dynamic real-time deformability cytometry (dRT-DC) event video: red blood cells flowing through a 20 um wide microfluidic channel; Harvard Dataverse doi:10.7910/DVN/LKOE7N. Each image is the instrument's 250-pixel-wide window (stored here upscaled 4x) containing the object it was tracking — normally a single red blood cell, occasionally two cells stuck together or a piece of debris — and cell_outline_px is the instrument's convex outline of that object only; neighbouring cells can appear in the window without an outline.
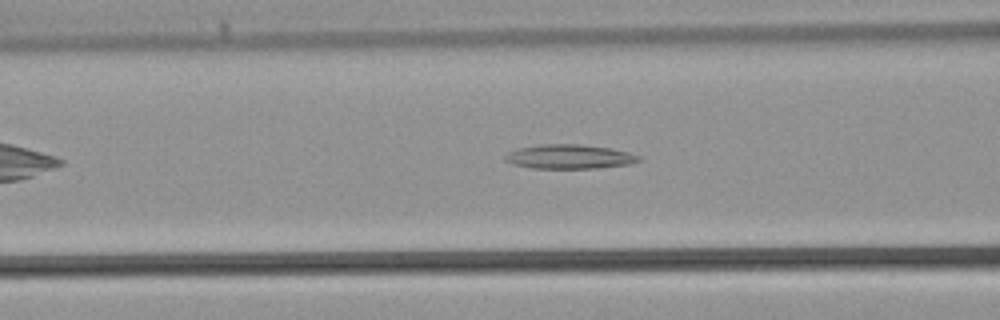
{"species": "common noctule bat (a hibernating species)", "species_latin": "Nyctalus noctula", "temperature_condition": "warm", "stored_images_in_passage": 34, "camera_frame_rate_fps": 3000, "um_per_image_px": 0.085, "animal": {"sex": "male", "body_mass_g": 21.5, "forearm_length_mm": 52.0}, "frame": {"image": 1, "passage_image": 9, "time_ms": 2.667, "image_size_px": [1000, 320], "cell_outline_px": [[640, 160], [628, 164], [596, 168], [532, 168], [512, 164], [504, 160], [504, 156], [508, 152], [520, 148], [544, 144], [576, 144], [608, 148], [628, 152], [640, 156]], "centroid_in_image_um": [48.36, 13.32], "position_along_channel_um": 118.2, "area_um2": 18.61}}
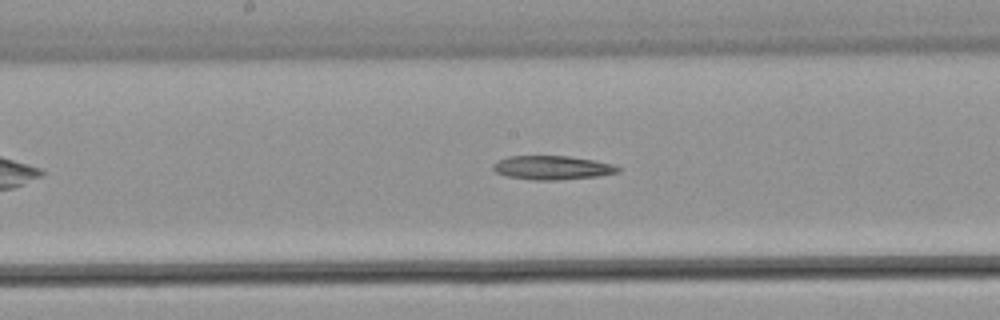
{"frame": {"image": 2, "passage_image": 14, "time_ms": 4.333, "image_size_px": [1000, 320], "cell_outline_px": [[620, 172], [596, 176], [556, 180], [532, 180], [504, 176], [496, 172], [492, 168], [492, 164], [508, 156], [568, 156], [592, 160], [612, 164], [620, 168]], "centroid_in_image_um": [46.89, 14.25], "position_along_channel_um": 201.3, "area_um2": 17.28}}
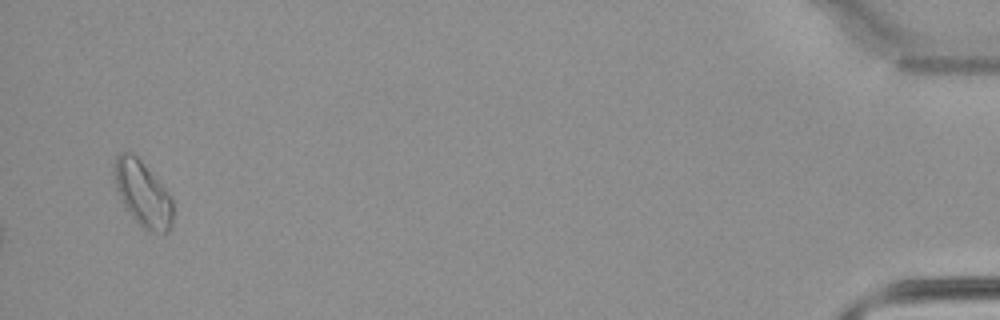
{"frame": {"image": 3, "passage_image": 33, "time_ms": 10.667, "image_size_px": [1000, 320], "cell_outline_px": [[172, 224], [168, 232], [164, 236], [148, 232], [124, 208], [116, 188], [112, 172], [116, 156], [120, 152], [132, 152], [140, 160], [168, 192], [172, 200]], "centroid_in_image_um": [12.12, 16.5], "position_along_channel_um": 423.1, "area_um2": 22.54}}